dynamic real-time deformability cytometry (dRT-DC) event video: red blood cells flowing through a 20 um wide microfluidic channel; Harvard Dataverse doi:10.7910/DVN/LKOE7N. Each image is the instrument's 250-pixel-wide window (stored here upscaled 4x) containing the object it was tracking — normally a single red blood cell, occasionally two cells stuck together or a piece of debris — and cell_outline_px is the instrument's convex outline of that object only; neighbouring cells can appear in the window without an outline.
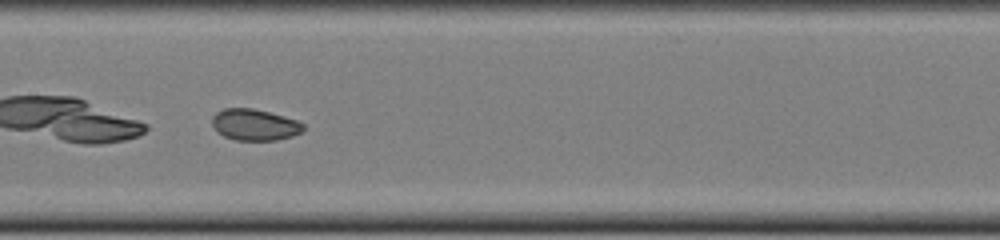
{"species": "common noctule bat (a hibernating species)", "species_latin": "Nyctalus noctula", "temperature_condition": "cold", "stored_images_in_passage": 35, "camera_frame_rate_fps": 3000, "um_per_image_px": 0.085, "animal": {"sex": "female", "body_mass_g": 22.0, "forearm_length_mm": 56.7}, "frame": {"image": 1, "passage_image": 11, "time_ms": 3.333, "image_size_px": [1000, 240], "cell_outline_px": [[304, 128], [300, 132], [292, 136], [276, 140], [236, 140], [224, 136], [216, 132], [212, 124], [212, 116], [216, 112], [224, 108], [252, 108], [284, 116], [296, 120], [304, 124]], "centroid_in_image_um": [21.61, 10.6], "position_along_channel_um": 185.8, "area_um2": 16.65}, "authors_computed_cell_mechanics": {"area_um2": 17.34, "velocity_mm_per_s": 3.9002, "shape_relaxation_time_tau1_ms": 3.8853, "shape_relaxation_time_tau2_ms": 3.163, "deformation_change_tau1": 0.0679, "deformation_change_tau2": 0.0437}}